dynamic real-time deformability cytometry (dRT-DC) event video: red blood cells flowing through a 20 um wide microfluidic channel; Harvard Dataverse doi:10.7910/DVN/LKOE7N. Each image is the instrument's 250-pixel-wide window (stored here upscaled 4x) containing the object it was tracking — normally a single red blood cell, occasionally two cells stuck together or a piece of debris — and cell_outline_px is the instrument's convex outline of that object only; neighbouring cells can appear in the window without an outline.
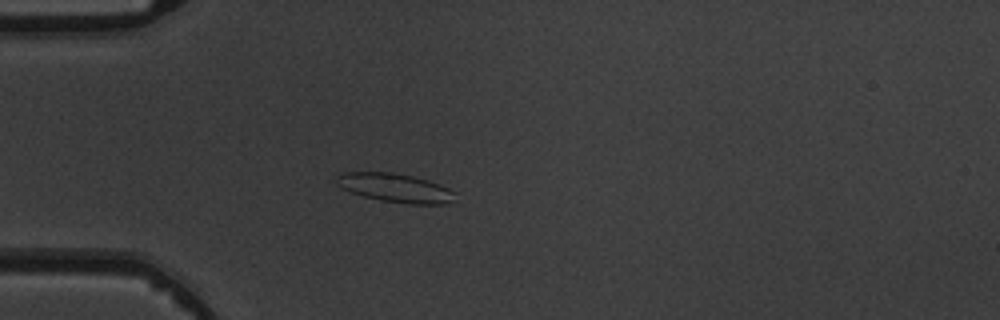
{"species": "common noctule bat (a hibernating species)", "species_latin": "Nyctalus noctula", "temperature_condition": "warm", "stored_images_in_passage": 4, "camera_frame_rate_fps": 3000, "um_per_image_px": 0.085, "animal": {"sex": "male", "body_mass_g": 19.5, "forearm_length_mm": 54.6}, "frame": {"image": 1, "passage_image": 4, "time_ms": 3.333, "image_size_px": [1000, 320], "cell_outline_px": [[456, 192], [452, 200], [448, 204], [408, 204], [380, 200], [364, 196], [340, 188], [336, 184], [336, 176], [344, 172], [392, 172], [412, 176], [428, 180], [440, 184]], "centroid_in_image_um": [33.59, 15.96], "position_along_channel_um": 51.4, "area_um2": 19.94}}